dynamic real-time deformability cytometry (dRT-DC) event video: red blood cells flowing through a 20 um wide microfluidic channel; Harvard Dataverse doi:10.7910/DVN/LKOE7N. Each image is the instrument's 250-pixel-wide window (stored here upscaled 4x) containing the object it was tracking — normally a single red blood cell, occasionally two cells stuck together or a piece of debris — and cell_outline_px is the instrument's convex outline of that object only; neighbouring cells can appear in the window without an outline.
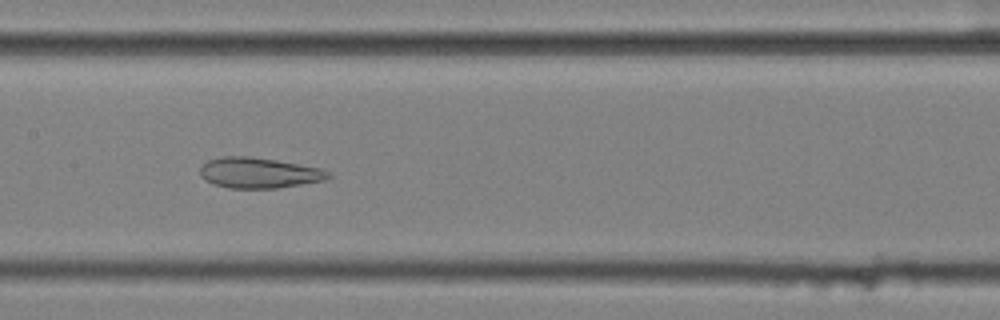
{"species": "common noctule bat (a hibernating species)", "species_latin": "Nyctalus noctula", "temperature_condition": "cold", "stored_images_in_passage": 58, "camera_frame_rate_fps": 3000, "um_per_image_px": 0.085, "animal": {"sex": "female", "body_mass_g": 25.1}, "frame": {"image": 1, "passage_image": 29, "time_ms": 9.333, "image_size_px": [1000, 320], "cell_outline_px": [[332, 176], [324, 180], [276, 188], [228, 188], [212, 184], [204, 180], [200, 176], [200, 168], [208, 160], [224, 156], [248, 156], [276, 160], [320, 168], [328, 172]], "centroid_in_image_um": [21.96, 14.69], "position_along_channel_um": 185.4, "area_um2": 22.72}}
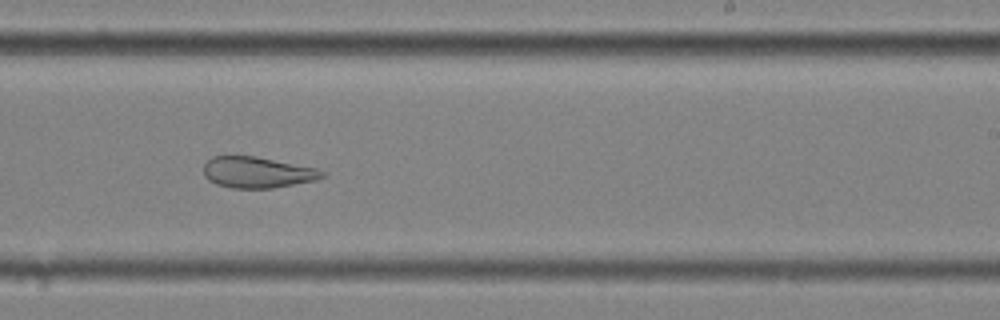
{"frame": {"image": 2, "passage_image": 36, "time_ms": 11.667, "image_size_px": [1000, 320], "cell_outline_px": [[324, 176], [316, 180], [272, 188], [232, 188], [216, 184], [208, 180], [204, 176], [204, 164], [212, 156], [256, 156], [316, 168], [324, 172]], "centroid_in_image_um": [21.84, 14.65], "position_along_channel_um": 267.2, "area_um2": 21.39}}
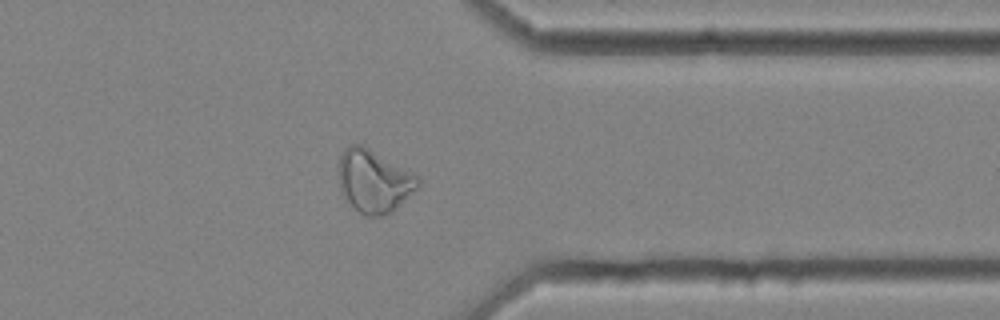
{"frame": {"image": 3, "passage_image": 46, "time_ms": 15.0, "image_size_px": [1000, 320], "cell_outline_px": [[420, 188], [392, 212], [384, 216], [364, 216], [340, 192], [336, 168], [340, 152], [348, 144], [360, 144], [368, 148], [416, 176], [420, 180]], "centroid_in_image_um": [31.73, 15.4], "position_along_channel_um": 379.7, "area_um2": 29.19}}